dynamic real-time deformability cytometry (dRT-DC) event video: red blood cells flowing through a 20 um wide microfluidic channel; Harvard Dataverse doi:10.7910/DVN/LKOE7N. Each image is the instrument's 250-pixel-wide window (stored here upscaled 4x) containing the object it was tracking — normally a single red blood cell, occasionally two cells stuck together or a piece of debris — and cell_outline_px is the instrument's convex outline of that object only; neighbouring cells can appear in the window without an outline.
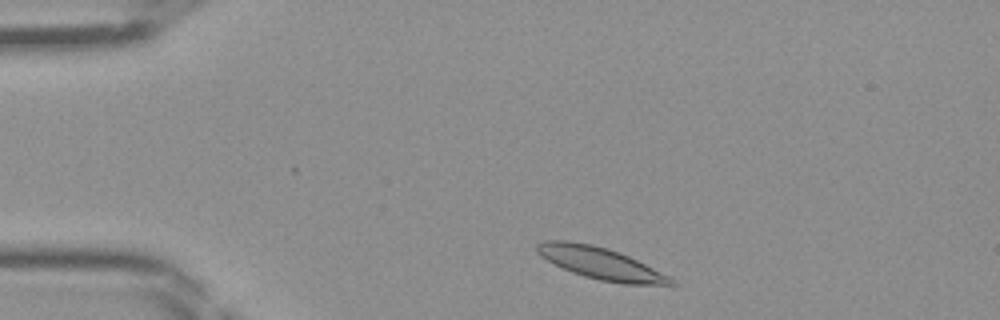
{"species": "Egyptian fruit bat (a non-hibernating species)", "species_latin": "Rousettus aegyptiacus", "temperature_condition": "room temperature", "stored_images_in_passage": 39, "camera_frame_rate_fps": 3000, "um_per_image_px": 0.085, "frame": {"image": 1, "passage_image": 2, "time_ms": 0.333, "image_size_px": [1000, 320], "cell_outline_px": [[676, 284], [624, 284], [600, 280], [584, 276], [572, 272], [540, 256], [536, 252], [536, 244], [548, 240], [568, 240], [592, 244], [608, 248], [620, 252], [676, 280]], "centroid_in_image_um": [51.01, 22.36], "position_along_channel_um": 34.0, "area_um2": 24.51}}
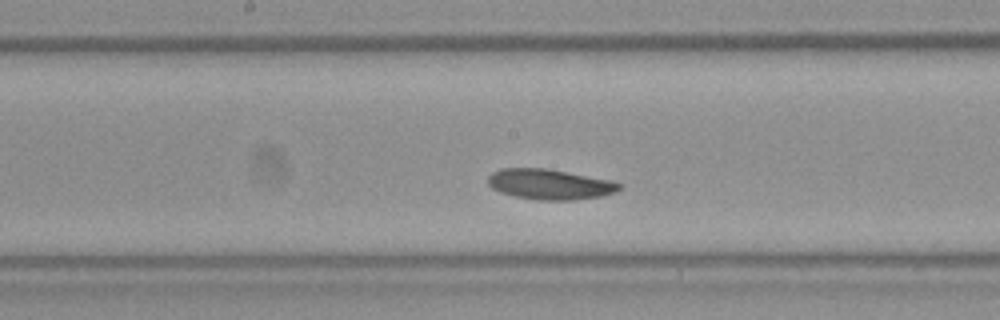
{"frame": {"image": 2, "passage_image": 17, "time_ms": 5.333, "image_size_px": [1000, 320], "cell_outline_px": [[620, 188], [616, 192], [600, 196], [572, 200], [540, 200], [516, 196], [500, 192], [492, 188], [488, 184], [488, 176], [492, 172], [500, 168], [548, 168], [612, 180], [620, 184]], "centroid_in_image_um": [46.71, 15.65], "position_along_channel_um": 201.5, "area_um2": 23.24}}
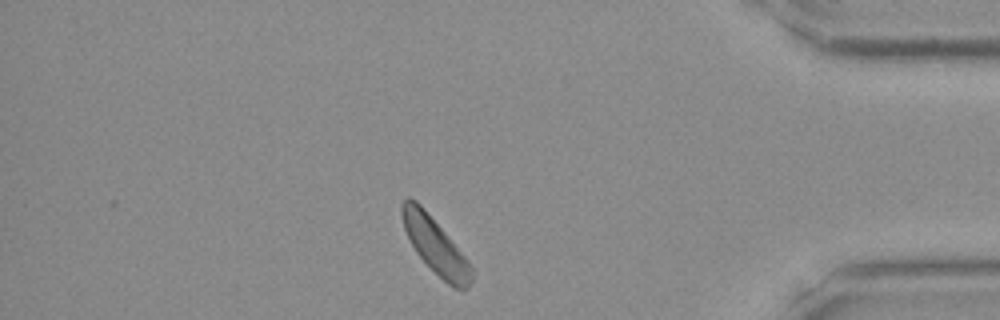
{"frame": {"image": 3, "passage_image": 33, "time_ms": 10.667, "image_size_px": [1000, 320], "cell_outline_px": [[472, 280], [468, 288], [456, 288], [448, 284], [416, 252], [404, 228], [400, 212], [400, 204], [408, 196], [416, 200], [424, 208], [472, 264]], "centroid_in_image_um": [37.0, 20.84], "position_along_channel_um": 398.2, "area_um2": 22.2}}